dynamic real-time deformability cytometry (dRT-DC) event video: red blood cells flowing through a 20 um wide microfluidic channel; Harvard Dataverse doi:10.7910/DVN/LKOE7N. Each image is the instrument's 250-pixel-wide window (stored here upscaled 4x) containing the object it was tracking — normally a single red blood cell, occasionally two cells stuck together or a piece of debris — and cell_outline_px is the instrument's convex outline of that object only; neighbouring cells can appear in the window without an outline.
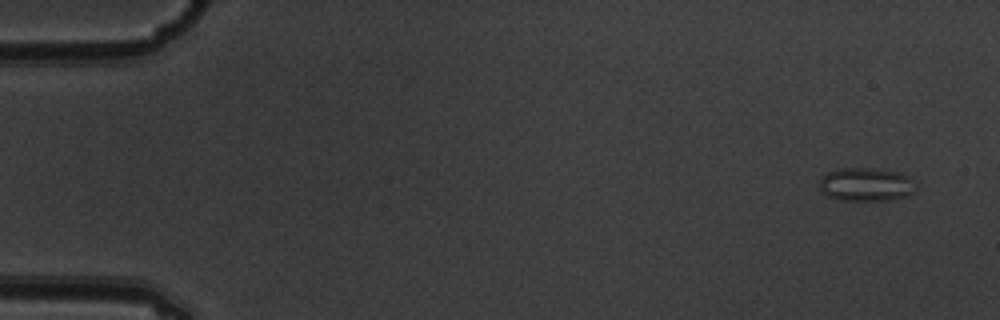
{"species": "common noctule bat (a hibernating species)", "species_latin": "Nyctalus noctula", "temperature_condition": "warm", "stored_images_in_passage": 5, "camera_frame_rate_fps": 3000, "um_per_image_px": 0.085, "animal": {"sex": "male", "body_mass_g": 19.5, "forearm_length_mm": 54.6}, "frame": {"image": 1, "passage_image": 1, "time_ms": 0.0, "image_size_px": [1000, 320], "cell_outline_px": [[916, 192], [892, 200], [840, 200], [828, 196], [820, 188], [820, 180], [828, 172], [840, 168], [864, 168], [896, 172], [908, 176], [912, 180], [916, 188]], "centroid_in_image_um": [73.63, 15.69], "position_along_channel_um": 11.4, "area_um2": 18.5}}